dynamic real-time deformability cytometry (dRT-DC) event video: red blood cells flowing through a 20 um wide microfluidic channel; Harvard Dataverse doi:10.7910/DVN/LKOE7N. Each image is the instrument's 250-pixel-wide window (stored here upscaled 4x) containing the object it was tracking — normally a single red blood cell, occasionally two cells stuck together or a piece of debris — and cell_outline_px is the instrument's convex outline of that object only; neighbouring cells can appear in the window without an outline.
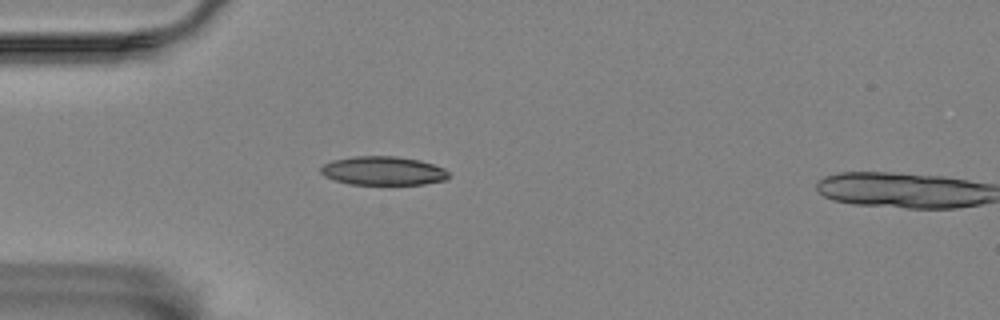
{"species": "Egyptian fruit bat (a non-hibernating species)", "species_latin": "Rousettus aegyptiacus", "temperature_condition": "room temperature", "stored_images_in_passage": 2, "camera_frame_rate_fps": 3000, "um_per_image_px": 0.085, "animal": {"sex": "female"}, "frame": {"image": 1, "passage_image": 1, "time_ms": 0.0, "image_size_px": [1000, 320], "cell_outline_px": [[448, 176], [444, 180], [424, 184], [348, 184], [324, 176], [320, 172], [320, 168], [324, 164], [332, 160], [356, 156], [396, 156], [420, 160], [444, 168], [448, 172]], "centroid_in_image_um": [32.55, 14.51], "position_along_channel_um": 52.5, "area_um2": 21.33}}